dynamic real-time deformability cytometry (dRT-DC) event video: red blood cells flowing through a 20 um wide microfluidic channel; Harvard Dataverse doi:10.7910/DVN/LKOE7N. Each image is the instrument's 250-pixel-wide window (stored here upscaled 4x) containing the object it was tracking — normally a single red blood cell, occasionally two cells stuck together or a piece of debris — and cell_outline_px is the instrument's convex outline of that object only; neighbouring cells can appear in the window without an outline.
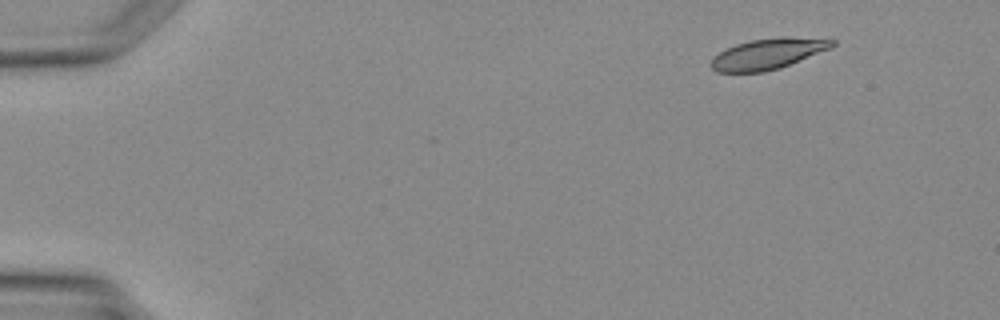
{"species": "Egyptian fruit bat (a non-hibernating species)", "species_latin": "Rousettus aegyptiacus", "temperature_condition": "warm", "stored_images_in_passage": 4, "segment_of_instrument_passage": [1, 2], "camera_frame_rate_fps": 3000, "um_per_image_px": 0.085, "animal": {"sex": "female"}, "frame": {"image": 1, "passage_image": 1, "time_ms": 0.0, "image_size_px": [1000, 320], "cell_outline_px": [[836, 44], [832, 48], [780, 68], [764, 72], [716, 72], [708, 64], [720, 52], [736, 44], [752, 40], [780, 36], [784, 36], [836, 40]], "centroid_in_image_um": [65.3, 4.57], "position_along_channel_um": 19.7, "area_um2": 21.68}}